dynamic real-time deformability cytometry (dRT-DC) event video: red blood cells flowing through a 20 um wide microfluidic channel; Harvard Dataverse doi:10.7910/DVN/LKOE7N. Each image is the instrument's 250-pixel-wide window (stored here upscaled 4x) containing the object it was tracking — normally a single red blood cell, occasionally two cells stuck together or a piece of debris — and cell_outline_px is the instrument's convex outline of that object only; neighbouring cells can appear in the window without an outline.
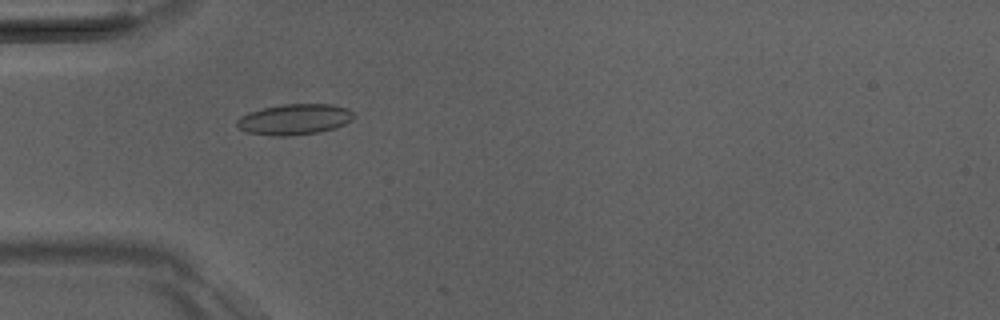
{"species": "Egyptian fruit bat (a non-hibernating species)", "species_latin": "Rousettus aegyptiacus", "temperature_condition": "room temperature", "stored_images_in_passage": 20, "camera_frame_rate_fps": 3000, "um_per_image_px": 0.085, "animal": {"sex": "male"}, "frame": {"image": 1, "passage_image": 16, "time_ms": 5.0, "image_size_px": [1000, 320], "cell_outline_px": [[356, 116], [352, 120], [336, 128], [320, 132], [284, 136], [272, 136], [248, 132], [240, 128], [236, 124], [236, 120], [240, 116], [248, 112], [264, 108], [284, 104], [332, 104], [344, 108], [352, 112]], "centroid_in_image_um": [25.03, 10.15], "position_along_channel_um": 60.0, "area_um2": 20.87}}